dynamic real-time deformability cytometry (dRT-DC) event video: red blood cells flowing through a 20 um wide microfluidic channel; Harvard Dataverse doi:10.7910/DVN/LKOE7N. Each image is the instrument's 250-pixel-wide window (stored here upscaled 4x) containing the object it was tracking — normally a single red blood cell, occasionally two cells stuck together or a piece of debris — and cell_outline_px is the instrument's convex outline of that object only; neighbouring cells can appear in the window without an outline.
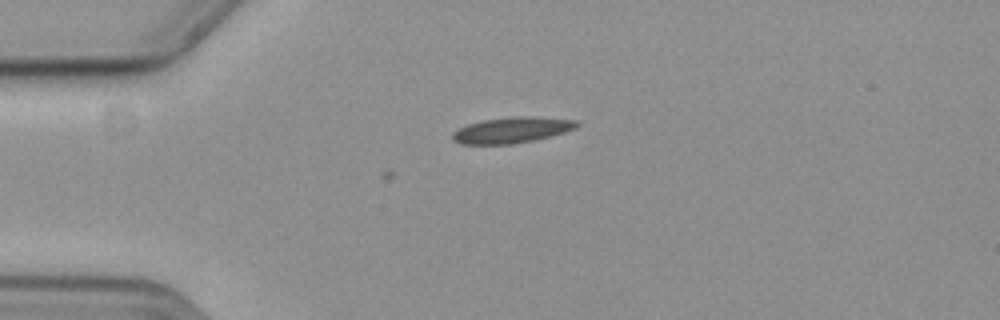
{"species": "common noctule bat (a hibernating species)", "species_latin": "Nyctalus noctula", "temperature_condition": "cold", "stored_images_in_passage": 3, "camera_frame_rate_fps": 3000, "um_per_image_px": 0.085, "animal": {"sex": "female", "body_mass_g": 19.3, "forearm_length_mm": 54.1}, "frame": {"image": 1, "passage_image": 1, "time_ms": 0.0, "image_size_px": [1000, 320], "cell_outline_px": [[580, 124], [576, 128], [552, 136], [536, 140], [512, 144], [460, 144], [452, 140], [452, 132], [456, 128], [468, 124], [484, 120], [512, 116], [536, 116], [576, 120]], "centroid_in_image_um": [43.5, 11.05], "position_along_channel_um": 41.5, "area_um2": 19.02}}